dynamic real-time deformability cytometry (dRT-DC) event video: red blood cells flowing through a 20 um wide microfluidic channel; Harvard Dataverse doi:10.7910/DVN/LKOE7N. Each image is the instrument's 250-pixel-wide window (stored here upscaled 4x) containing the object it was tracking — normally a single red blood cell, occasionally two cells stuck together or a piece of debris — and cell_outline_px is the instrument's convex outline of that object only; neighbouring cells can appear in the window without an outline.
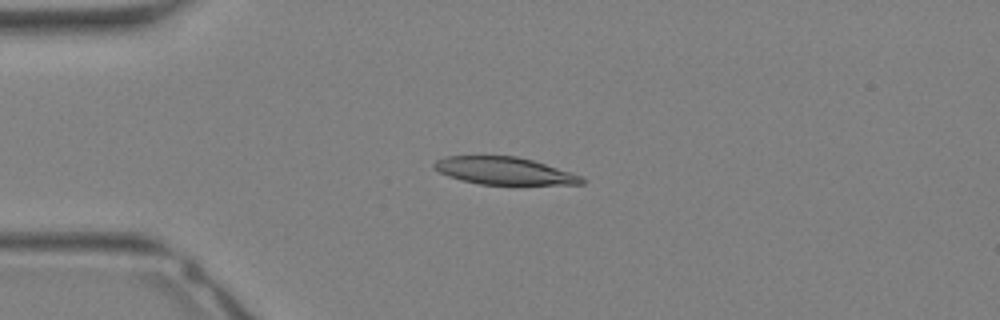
{"species": "Egyptian fruit bat (a non-hibernating species)", "species_latin": "Rousettus aegyptiacus", "temperature_condition": "warm", "stored_images_in_passage": 33, "camera_frame_rate_fps": 3000, "um_per_image_px": 0.085, "animal": {"sex": "female"}, "frame": {"image": 1, "passage_image": 8, "time_ms": 2.333, "image_size_px": [1000, 320], "cell_outline_px": [[584, 184], [480, 184], [460, 180], [448, 176], [432, 168], [432, 164], [436, 160], [444, 156], [516, 156], [532, 160], [580, 176], [584, 180]], "centroid_in_image_um": [42.75, 14.51], "position_along_channel_um": 42.2, "area_um2": 23.24}}
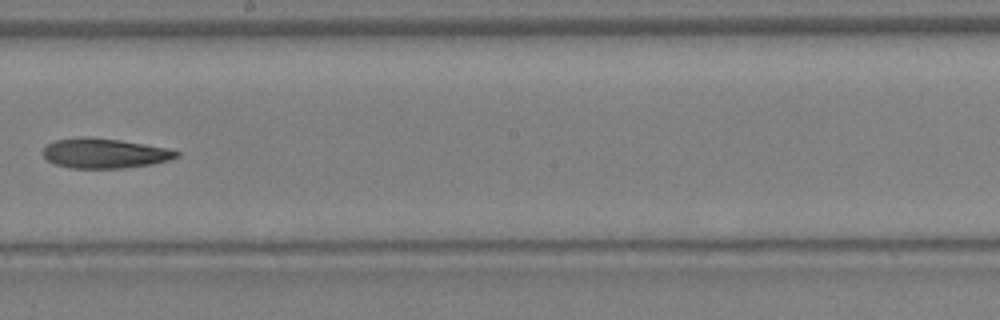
{"frame": {"image": 2, "passage_image": 19, "time_ms": 6.0, "image_size_px": [1000, 320], "cell_outline_px": [[180, 156], [168, 160], [152, 164], [124, 168], [72, 168], [56, 164], [48, 160], [44, 156], [44, 148], [48, 144], [56, 140], [84, 136], [88, 136], [120, 140], [168, 148], [180, 152]], "centroid_in_image_um": [8.92, 13.02], "position_along_channel_um": 239.3, "area_um2": 23.12}}
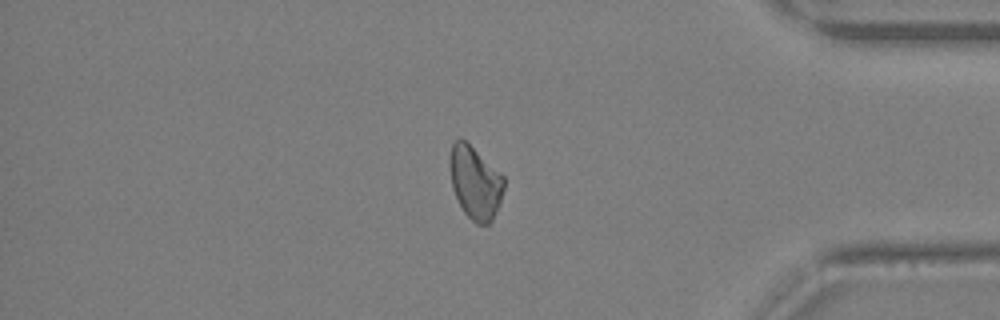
{"frame": {"image": 3, "passage_image": 28, "time_ms": 9.0, "image_size_px": [1000, 320], "cell_outline_px": [[504, 188], [500, 204], [492, 220], [488, 224], [476, 224], [464, 212], [452, 188], [448, 164], [448, 160], [452, 144], [460, 136], [500, 172], [504, 176]], "centroid_in_image_um": [40.37, 15.5], "position_along_channel_um": 394.8, "area_um2": 23.06}}